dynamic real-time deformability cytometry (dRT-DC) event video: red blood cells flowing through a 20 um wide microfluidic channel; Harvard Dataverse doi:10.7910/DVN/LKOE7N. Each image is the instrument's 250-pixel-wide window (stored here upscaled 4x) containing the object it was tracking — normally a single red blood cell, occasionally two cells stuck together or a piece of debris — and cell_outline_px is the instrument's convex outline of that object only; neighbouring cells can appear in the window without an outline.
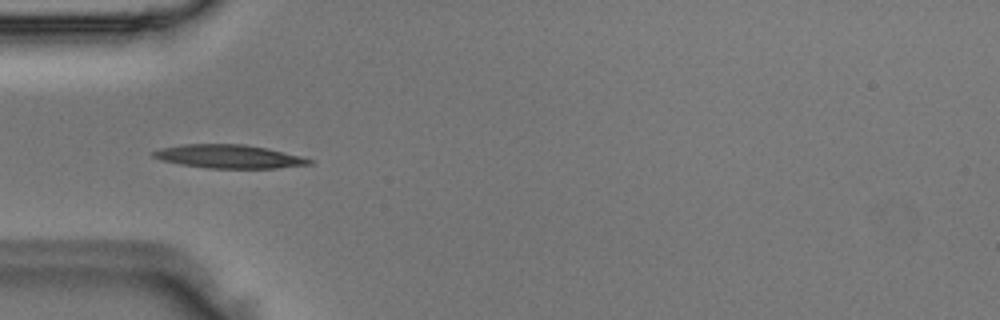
{"species": "Egyptian fruit bat (a non-hibernating species)", "species_latin": "Rousettus aegyptiacus", "temperature_condition": "room temperature", "stored_images_in_passage": 5, "camera_frame_rate_fps": 3000, "um_per_image_px": 0.085, "animal": {"sex": "male"}, "frame": {"image": 1, "passage_image": 4, "time_ms": 1.0, "image_size_px": [1000, 320], "cell_outline_px": [[312, 164], [276, 168], [208, 168], [180, 164], [160, 160], [152, 156], [152, 152], [164, 148], [184, 144], [244, 144], [268, 148], [300, 156], [312, 160]], "centroid_in_image_um": [19.46, 13.3], "position_along_channel_um": 65.5, "area_um2": 21.15}}